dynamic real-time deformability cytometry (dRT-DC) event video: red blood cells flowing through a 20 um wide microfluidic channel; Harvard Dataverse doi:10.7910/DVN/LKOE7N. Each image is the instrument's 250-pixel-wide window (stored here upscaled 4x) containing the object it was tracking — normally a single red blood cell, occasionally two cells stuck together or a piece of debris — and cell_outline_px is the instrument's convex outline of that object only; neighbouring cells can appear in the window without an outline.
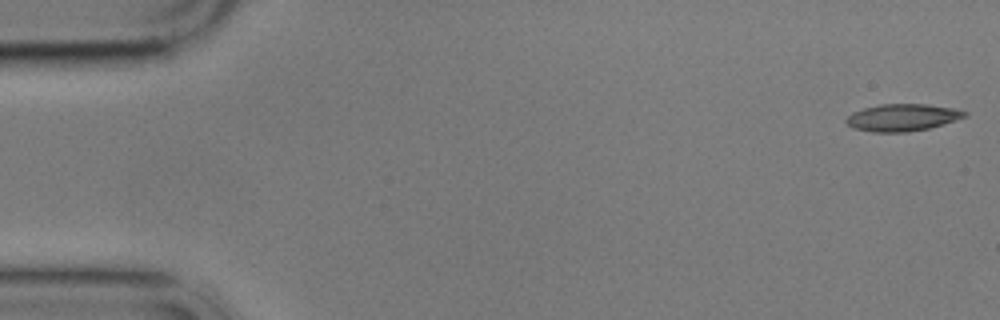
{"species": "common noctule bat (a hibernating species)", "species_latin": "Nyctalus noctula", "temperature_condition": "cold", "stored_images_in_passage": 5, "camera_frame_rate_fps": 3000, "um_per_image_px": 0.085, "animal": {"sex": "male", "body_mass_g": 17.9}, "frame": {"image": 1, "passage_image": 1, "time_ms": 0.0, "image_size_px": [1000, 320], "cell_outline_px": [[968, 116], [928, 128], [908, 132], [872, 132], [852, 128], [844, 120], [852, 112], [864, 108], [880, 104], [928, 104], [956, 108], [968, 112]], "centroid_in_image_um": [76.7, 9.98], "position_along_channel_um": 8.3, "area_um2": 18.79}}
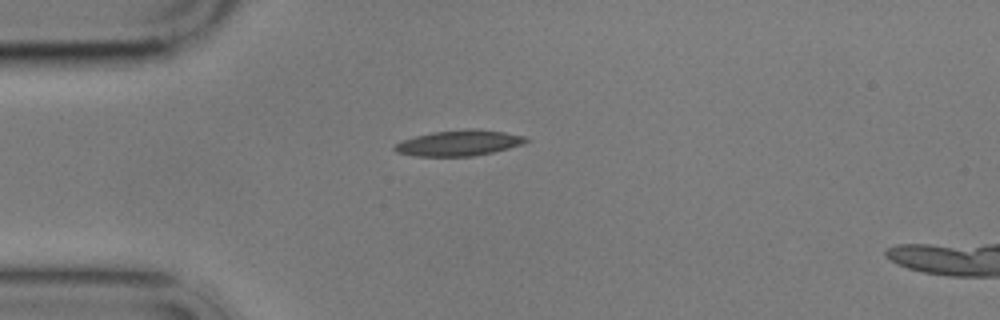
{"frame": {"image": 2, "passage_image": 4, "time_ms": 4.333, "image_size_px": [1000, 320], "cell_outline_px": [[532, 140], [524, 144], [492, 152], [472, 156], [416, 156], [396, 152], [392, 148], [400, 140], [432, 132], [464, 128], [480, 128], [504, 132], [524, 136]], "centroid_in_image_um": [39.03, 12.14], "position_along_channel_um": 46.0, "area_um2": 19.88}}
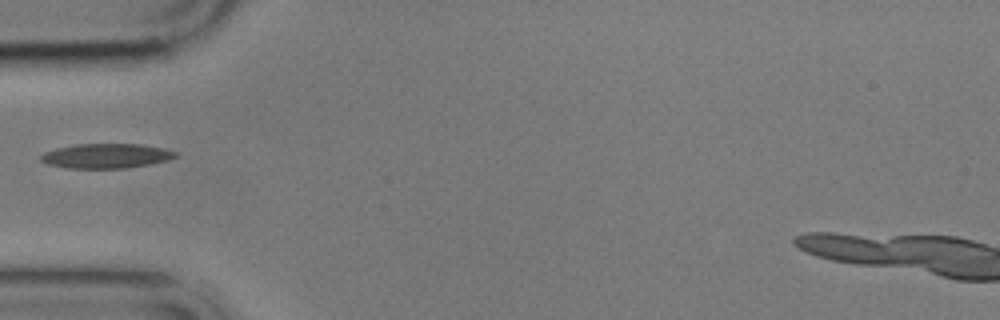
{"frame": {"image": 3, "passage_image": 5, "time_ms": 5.667, "image_size_px": [1000, 320], "cell_outline_px": [[176, 156], [168, 160], [148, 164], [124, 168], [64, 168], [48, 164], [40, 160], [40, 156], [44, 152], [56, 148], [76, 144], [140, 144], [164, 148], [176, 152]], "centroid_in_image_um": [8.99, 13.25], "position_along_channel_um": 76.0, "area_um2": 19.25}}